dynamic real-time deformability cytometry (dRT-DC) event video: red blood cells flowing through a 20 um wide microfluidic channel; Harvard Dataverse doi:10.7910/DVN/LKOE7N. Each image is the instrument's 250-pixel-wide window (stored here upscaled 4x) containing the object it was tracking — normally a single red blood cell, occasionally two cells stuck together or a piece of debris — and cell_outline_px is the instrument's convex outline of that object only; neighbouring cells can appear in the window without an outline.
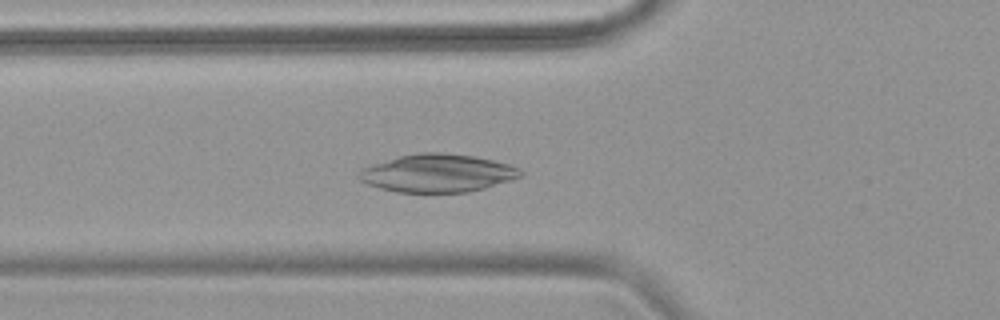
{"species": "common noctule bat (a hibernating species)", "species_latin": "Nyctalus noctula", "temperature_condition": "warm", "stored_images_in_passage": 50, "camera_frame_rate_fps": 3000, "um_per_image_px": 0.085, "animal": {"sex": "female", "body_mass_g": 18.4}, "frame": {"image": 1, "passage_image": 16, "time_ms": 5.0, "image_size_px": [1000, 320], "cell_outline_px": [[524, 176], [512, 180], [484, 188], [468, 192], [396, 192], [380, 188], [368, 184], [360, 180], [356, 176], [360, 168], [372, 164], [400, 156], [420, 152], [440, 152], [476, 156], [508, 164], [520, 168], [524, 172]], "centroid_in_image_um": [37.2, 14.71], "position_along_channel_um": 88.6, "area_um2": 35.95}}
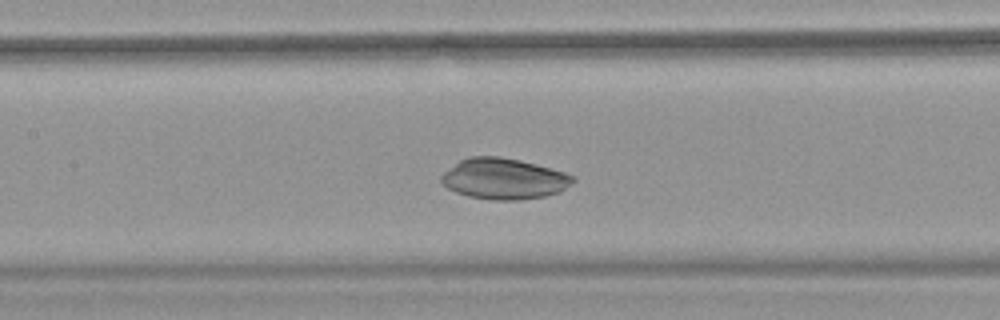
{"frame": {"image": 2, "passage_image": 22, "time_ms": 7.0, "image_size_px": [1000, 320], "cell_outline_px": [[576, 180], [560, 192], [544, 196], [516, 200], [492, 200], [468, 196], [456, 192], [448, 188], [440, 180], [440, 176], [444, 172], [460, 160], [468, 156], [500, 156], [520, 160], [536, 164], [564, 172], [576, 176]], "centroid_in_image_um": [42.84, 15.19], "position_along_channel_um": 164.6, "area_um2": 31.39}}
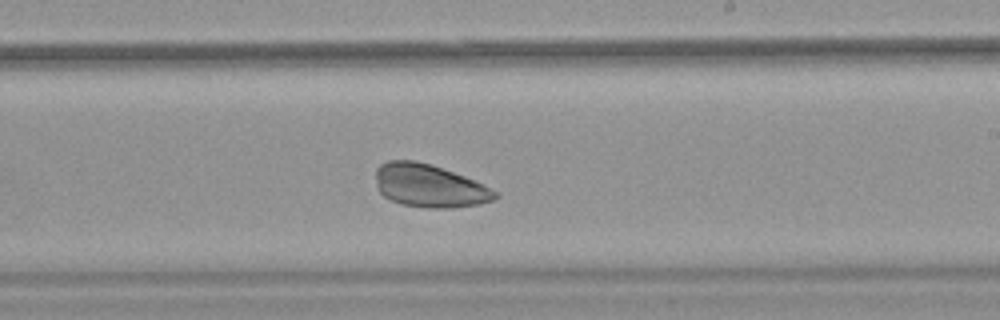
{"frame": {"image": 3, "passage_image": 29, "time_ms": 9.333, "image_size_px": [1000, 320], "cell_outline_px": [[500, 196], [492, 200], [480, 204], [452, 208], [428, 208], [400, 204], [384, 196], [380, 192], [376, 184], [376, 168], [380, 164], [388, 160], [416, 160], [432, 164], [464, 176], [484, 184], [496, 192]], "centroid_in_image_um": [36.49, 15.79], "position_along_channel_um": 252.5, "area_um2": 30.06}}